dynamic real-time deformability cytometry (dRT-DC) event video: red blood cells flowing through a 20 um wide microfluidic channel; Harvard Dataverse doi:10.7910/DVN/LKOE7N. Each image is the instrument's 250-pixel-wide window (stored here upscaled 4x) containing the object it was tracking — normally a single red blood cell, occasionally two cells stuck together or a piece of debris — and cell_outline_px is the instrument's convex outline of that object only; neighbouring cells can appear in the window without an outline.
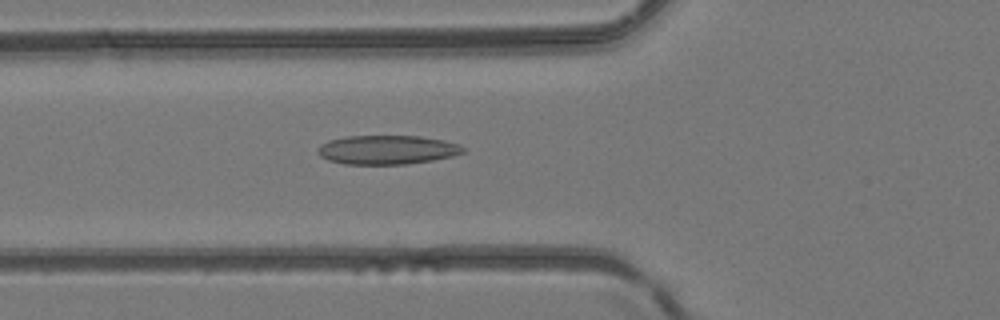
{"species": "common noctule bat (a hibernating species)", "species_latin": "Nyctalus noctula", "temperature_condition": "room temperature", "stored_images_in_passage": 37, "camera_frame_rate_fps": 3000, "um_per_image_px": 0.085, "animal": {"sex": "female", "body_mass_g": 24.6, "forearm_length_mm": 56.2}, "frame": {"image": 1, "passage_image": 7, "time_ms": 2.0, "image_size_px": [1000, 320], "cell_outline_px": [[464, 152], [452, 156], [432, 160], [408, 164], [344, 164], [328, 160], [320, 156], [316, 148], [320, 144], [328, 140], [348, 136], [420, 136], [444, 140], [460, 144], [464, 148]], "centroid_in_image_um": [32.89, 12.73], "position_along_channel_um": 92.9, "area_um2": 24.68}}
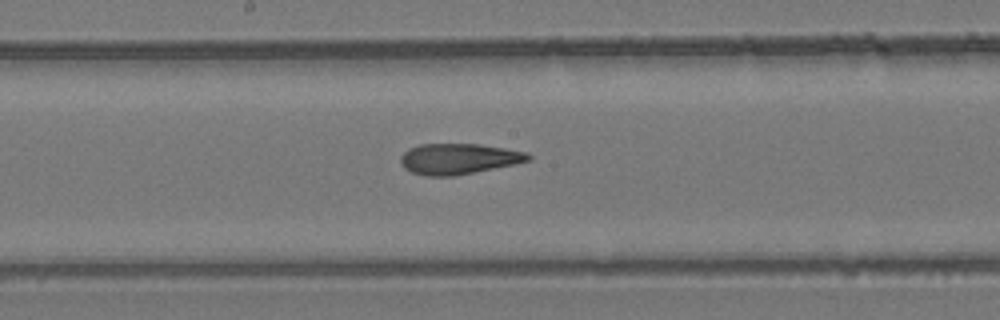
{"frame": {"image": 2, "passage_image": 15, "time_ms": 4.667, "image_size_px": [1000, 320], "cell_outline_px": [[532, 160], [456, 176], [428, 176], [412, 172], [404, 168], [400, 164], [400, 156], [408, 148], [420, 144], [480, 144], [528, 152], [532, 156]], "centroid_in_image_um": [38.97, 13.5], "position_along_channel_um": 209.2, "area_um2": 22.95}}
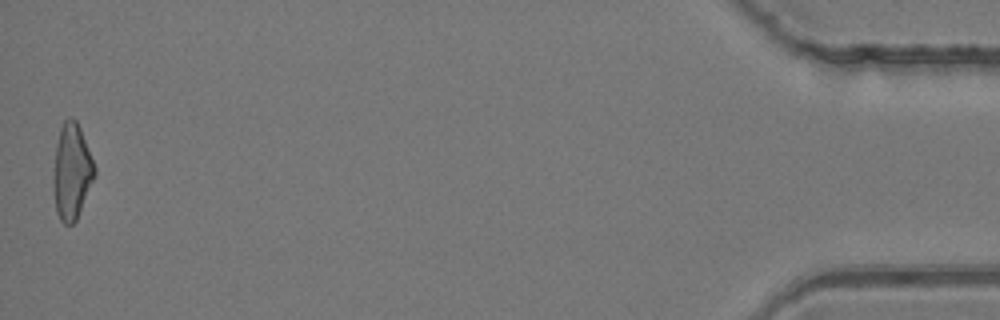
{"frame": {"image": 3, "passage_image": 37, "time_ms": 12.0, "image_size_px": [1000, 320], "cell_outline_px": [[96, 176], [76, 220], [72, 224], [64, 224], [60, 220], [56, 212], [52, 192], [52, 180], [56, 144], [60, 128], [64, 120], [68, 116], [72, 116], [76, 120], [80, 128], [96, 168]], "centroid_in_image_um": [6.08, 14.59], "position_along_channel_um": 429.1, "area_um2": 23.41}}